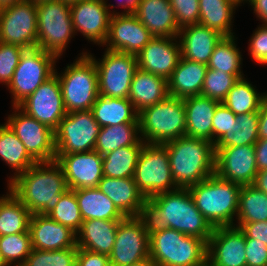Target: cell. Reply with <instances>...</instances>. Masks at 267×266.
Wrapping results in <instances>:
<instances>
[{
  "mask_svg": "<svg viewBox=\"0 0 267 266\" xmlns=\"http://www.w3.org/2000/svg\"><path fill=\"white\" fill-rule=\"evenodd\" d=\"M138 218L149 236L170 228L207 243L214 230L196 208L188 188H177L146 199Z\"/></svg>",
  "mask_w": 267,
  "mask_h": 266,
  "instance_id": "6da1fadb",
  "label": "cell"
},
{
  "mask_svg": "<svg viewBox=\"0 0 267 266\" xmlns=\"http://www.w3.org/2000/svg\"><path fill=\"white\" fill-rule=\"evenodd\" d=\"M8 189L32 213L47 215L69 189L56 161L37 162L8 183Z\"/></svg>",
  "mask_w": 267,
  "mask_h": 266,
  "instance_id": "7a4b0ae2",
  "label": "cell"
},
{
  "mask_svg": "<svg viewBox=\"0 0 267 266\" xmlns=\"http://www.w3.org/2000/svg\"><path fill=\"white\" fill-rule=\"evenodd\" d=\"M177 188H189L215 173V146L205 139L182 136L164 143Z\"/></svg>",
  "mask_w": 267,
  "mask_h": 266,
  "instance_id": "3957f363",
  "label": "cell"
},
{
  "mask_svg": "<svg viewBox=\"0 0 267 266\" xmlns=\"http://www.w3.org/2000/svg\"><path fill=\"white\" fill-rule=\"evenodd\" d=\"M240 188V184L222 179L214 173L188 190L196 208L211 226L216 228L234 226L233 221L239 208Z\"/></svg>",
  "mask_w": 267,
  "mask_h": 266,
  "instance_id": "277c9868",
  "label": "cell"
},
{
  "mask_svg": "<svg viewBox=\"0 0 267 266\" xmlns=\"http://www.w3.org/2000/svg\"><path fill=\"white\" fill-rule=\"evenodd\" d=\"M149 256L155 266H207V243L169 228L149 236Z\"/></svg>",
  "mask_w": 267,
  "mask_h": 266,
  "instance_id": "5b68a950",
  "label": "cell"
},
{
  "mask_svg": "<svg viewBox=\"0 0 267 266\" xmlns=\"http://www.w3.org/2000/svg\"><path fill=\"white\" fill-rule=\"evenodd\" d=\"M184 99L167 96L164 100L139 112L141 140L164 144L186 135Z\"/></svg>",
  "mask_w": 267,
  "mask_h": 266,
  "instance_id": "8992f818",
  "label": "cell"
},
{
  "mask_svg": "<svg viewBox=\"0 0 267 266\" xmlns=\"http://www.w3.org/2000/svg\"><path fill=\"white\" fill-rule=\"evenodd\" d=\"M87 53L82 52L59 74L55 68L67 113L91 110L99 96L96 64Z\"/></svg>",
  "mask_w": 267,
  "mask_h": 266,
  "instance_id": "52a82bcc",
  "label": "cell"
},
{
  "mask_svg": "<svg viewBox=\"0 0 267 266\" xmlns=\"http://www.w3.org/2000/svg\"><path fill=\"white\" fill-rule=\"evenodd\" d=\"M37 5V47L58 59L66 51L74 31L70 4L62 0H46Z\"/></svg>",
  "mask_w": 267,
  "mask_h": 266,
  "instance_id": "ba28073f",
  "label": "cell"
},
{
  "mask_svg": "<svg viewBox=\"0 0 267 266\" xmlns=\"http://www.w3.org/2000/svg\"><path fill=\"white\" fill-rule=\"evenodd\" d=\"M58 58L41 48L25 49L20 56L11 81L12 107L19 106L55 72Z\"/></svg>",
  "mask_w": 267,
  "mask_h": 266,
  "instance_id": "9c48e42d",
  "label": "cell"
},
{
  "mask_svg": "<svg viewBox=\"0 0 267 266\" xmlns=\"http://www.w3.org/2000/svg\"><path fill=\"white\" fill-rule=\"evenodd\" d=\"M133 179L146 199L177 189L164 144H144Z\"/></svg>",
  "mask_w": 267,
  "mask_h": 266,
  "instance_id": "30bf717a",
  "label": "cell"
},
{
  "mask_svg": "<svg viewBox=\"0 0 267 266\" xmlns=\"http://www.w3.org/2000/svg\"><path fill=\"white\" fill-rule=\"evenodd\" d=\"M95 62L99 95L128 98L133 75L138 68L137 56L105 49L101 59L87 53Z\"/></svg>",
  "mask_w": 267,
  "mask_h": 266,
  "instance_id": "8fae6325",
  "label": "cell"
},
{
  "mask_svg": "<svg viewBox=\"0 0 267 266\" xmlns=\"http://www.w3.org/2000/svg\"><path fill=\"white\" fill-rule=\"evenodd\" d=\"M100 129L91 110L67 113L54 131L56 154L94 151Z\"/></svg>",
  "mask_w": 267,
  "mask_h": 266,
  "instance_id": "7c38bea8",
  "label": "cell"
},
{
  "mask_svg": "<svg viewBox=\"0 0 267 266\" xmlns=\"http://www.w3.org/2000/svg\"><path fill=\"white\" fill-rule=\"evenodd\" d=\"M6 124L24 144L28 153L37 162L55 161V133L47 125L27 115L18 106L12 107Z\"/></svg>",
  "mask_w": 267,
  "mask_h": 266,
  "instance_id": "4fadbf2b",
  "label": "cell"
},
{
  "mask_svg": "<svg viewBox=\"0 0 267 266\" xmlns=\"http://www.w3.org/2000/svg\"><path fill=\"white\" fill-rule=\"evenodd\" d=\"M0 42L37 47V5L25 0L0 9Z\"/></svg>",
  "mask_w": 267,
  "mask_h": 266,
  "instance_id": "5bb4252c",
  "label": "cell"
},
{
  "mask_svg": "<svg viewBox=\"0 0 267 266\" xmlns=\"http://www.w3.org/2000/svg\"><path fill=\"white\" fill-rule=\"evenodd\" d=\"M107 3L105 0H79L70 4L76 35L79 32L89 42L103 46L108 37L112 14L120 13L115 11L113 4Z\"/></svg>",
  "mask_w": 267,
  "mask_h": 266,
  "instance_id": "9a60e30c",
  "label": "cell"
},
{
  "mask_svg": "<svg viewBox=\"0 0 267 266\" xmlns=\"http://www.w3.org/2000/svg\"><path fill=\"white\" fill-rule=\"evenodd\" d=\"M150 258L149 235L138 217L119 222L109 261L111 266H129Z\"/></svg>",
  "mask_w": 267,
  "mask_h": 266,
  "instance_id": "2e32d148",
  "label": "cell"
},
{
  "mask_svg": "<svg viewBox=\"0 0 267 266\" xmlns=\"http://www.w3.org/2000/svg\"><path fill=\"white\" fill-rule=\"evenodd\" d=\"M18 107L30 117L55 131L67 114L57 75L54 73L43 82Z\"/></svg>",
  "mask_w": 267,
  "mask_h": 266,
  "instance_id": "e0dca14e",
  "label": "cell"
},
{
  "mask_svg": "<svg viewBox=\"0 0 267 266\" xmlns=\"http://www.w3.org/2000/svg\"><path fill=\"white\" fill-rule=\"evenodd\" d=\"M215 173L222 179L243 185H253L258 173L255 146L215 148Z\"/></svg>",
  "mask_w": 267,
  "mask_h": 266,
  "instance_id": "ac0fdd59",
  "label": "cell"
},
{
  "mask_svg": "<svg viewBox=\"0 0 267 266\" xmlns=\"http://www.w3.org/2000/svg\"><path fill=\"white\" fill-rule=\"evenodd\" d=\"M152 38L133 13H115L111 16L108 37L103 45L110 51L137 56Z\"/></svg>",
  "mask_w": 267,
  "mask_h": 266,
  "instance_id": "d6986e66",
  "label": "cell"
},
{
  "mask_svg": "<svg viewBox=\"0 0 267 266\" xmlns=\"http://www.w3.org/2000/svg\"><path fill=\"white\" fill-rule=\"evenodd\" d=\"M245 234L236 226L214 228L207 242V266H247Z\"/></svg>",
  "mask_w": 267,
  "mask_h": 266,
  "instance_id": "ffe728a7",
  "label": "cell"
},
{
  "mask_svg": "<svg viewBox=\"0 0 267 266\" xmlns=\"http://www.w3.org/2000/svg\"><path fill=\"white\" fill-rule=\"evenodd\" d=\"M70 190L97 187L102 179L103 156L95 150L82 153L55 154Z\"/></svg>",
  "mask_w": 267,
  "mask_h": 266,
  "instance_id": "44dd1931",
  "label": "cell"
},
{
  "mask_svg": "<svg viewBox=\"0 0 267 266\" xmlns=\"http://www.w3.org/2000/svg\"><path fill=\"white\" fill-rule=\"evenodd\" d=\"M178 40V41H177ZM181 57L178 37H153L138 53V68L168 80Z\"/></svg>",
  "mask_w": 267,
  "mask_h": 266,
  "instance_id": "7402d4cb",
  "label": "cell"
},
{
  "mask_svg": "<svg viewBox=\"0 0 267 266\" xmlns=\"http://www.w3.org/2000/svg\"><path fill=\"white\" fill-rule=\"evenodd\" d=\"M32 249L52 251L78 248L76 233L48 215L32 214L29 223Z\"/></svg>",
  "mask_w": 267,
  "mask_h": 266,
  "instance_id": "603a6c76",
  "label": "cell"
},
{
  "mask_svg": "<svg viewBox=\"0 0 267 266\" xmlns=\"http://www.w3.org/2000/svg\"><path fill=\"white\" fill-rule=\"evenodd\" d=\"M223 37L218 31L201 24L182 27L178 34L181 57L207 65L214 48Z\"/></svg>",
  "mask_w": 267,
  "mask_h": 266,
  "instance_id": "cb8c5ba5",
  "label": "cell"
},
{
  "mask_svg": "<svg viewBox=\"0 0 267 266\" xmlns=\"http://www.w3.org/2000/svg\"><path fill=\"white\" fill-rule=\"evenodd\" d=\"M133 14L153 37H178L180 28L169 0H141Z\"/></svg>",
  "mask_w": 267,
  "mask_h": 266,
  "instance_id": "d4e9b609",
  "label": "cell"
},
{
  "mask_svg": "<svg viewBox=\"0 0 267 266\" xmlns=\"http://www.w3.org/2000/svg\"><path fill=\"white\" fill-rule=\"evenodd\" d=\"M97 188L103 192L125 217H138L146 200L133 178L103 176Z\"/></svg>",
  "mask_w": 267,
  "mask_h": 266,
  "instance_id": "484cf974",
  "label": "cell"
},
{
  "mask_svg": "<svg viewBox=\"0 0 267 266\" xmlns=\"http://www.w3.org/2000/svg\"><path fill=\"white\" fill-rule=\"evenodd\" d=\"M219 101L202 95L184 98L186 135L212 142V125Z\"/></svg>",
  "mask_w": 267,
  "mask_h": 266,
  "instance_id": "4316f807",
  "label": "cell"
},
{
  "mask_svg": "<svg viewBox=\"0 0 267 266\" xmlns=\"http://www.w3.org/2000/svg\"><path fill=\"white\" fill-rule=\"evenodd\" d=\"M120 221L90 219L83 221L76 233V245L109 256L112 252Z\"/></svg>",
  "mask_w": 267,
  "mask_h": 266,
  "instance_id": "83f0119b",
  "label": "cell"
},
{
  "mask_svg": "<svg viewBox=\"0 0 267 266\" xmlns=\"http://www.w3.org/2000/svg\"><path fill=\"white\" fill-rule=\"evenodd\" d=\"M207 69L205 64L180 57L171 77L167 80L168 95L182 99L201 95Z\"/></svg>",
  "mask_w": 267,
  "mask_h": 266,
  "instance_id": "f1b7e54d",
  "label": "cell"
},
{
  "mask_svg": "<svg viewBox=\"0 0 267 266\" xmlns=\"http://www.w3.org/2000/svg\"><path fill=\"white\" fill-rule=\"evenodd\" d=\"M167 96L168 83L165 78L137 68L133 75L128 99L138 113L164 100Z\"/></svg>",
  "mask_w": 267,
  "mask_h": 266,
  "instance_id": "f546056e",
  "label": "cell"
},
{
  "mask_svg": "<svg viewBox=\"0 0 267 266\" xmlns=\"http://www.w3.org/2000/svg\"><path fill=\"white\" fill-rule=\"evenodd\" d=\"M83 221L90 219L122 221L125 216L97 187L73 190Z\"/></svg>",
  "mask_w": 267,
  "mask_h": 266,
  "instance_id": "4dcf8cb0",
  "label": "cell"
},
{
  "mask_svg": "<svg viewBox=\"0 0 267 266\" xmlns=\"http://www.w3.org/2000/svg\"><path fill=\"white\" fill-rule=\"evenodd\" d=\"M91 112L101 126H115L136 123L139 113L128 98H113L99 95L91 107Z\"/></svg>",
  "mask_w": 267,
  "mask_h": 266,
  "instance_id": "1f68e13d",
  "label": "cell"
},
{
  "mask_svg": "<svg viewBox=\"0 0 267 266\" xmlns=\"http://www.w3.org/2000/svg\"><path fill=\"white\" fill-rule=\"evenodd\" d=\"M241 4L240 0H199V24L233 36V15Z\"/></svg>",
  "mask_w": 267,
  "mask_h": 266,
  "instance_id": "d6a6232c",
  "label": "cell"
},
{
  "mask_svg": "<svg viewBox=\"0 0 267 266\" xmlns=\"http://www.w3.org/2000/svg\"><path fill=\"white\" fill-rule=\"evenodd\" d=\"M0 158L15 171L9 183L37 163L6 123L0 125Z\"/></svg>",
  "mask_w": 267,
  "mask_h": 266,
  "instance_id": "836d02e7",
  "label": "cell"
},
{
  "mask_svg": "<svg viewBox=\"0 0 267 266\" xmlns=\"http://www.w3.org/2000/svg\"><path fill=\"white\" fill-rule=\"evenodd\" d=\"M4 195L0 197V236L28 232L32 213L9 189Z\"/></svg>",
  "mask_w": 267,
  "mask_h": 266,
  "instance_id": "e575fe53",
  "label": "cell"
},
{
  "mask_svg": "<svg viewBox=\"0 0 267 266\" xmlns=\"http://www.w3.org/2000/svg\"><path fill=\"white\" fill-rule=\"evenodd\" d=\"M141 141L139 120L136 123H123L101 127L94 150L105 155L120 147L137 145Z\"/></svg>",
  "mask_w": 267,
  "mask_h": 266,
  "instance_id": "d590c367",
  "label": "cell"
},
{
  "mask_svg": "<svg viewBox=\"0 0 267 266\" xmlns=\"http://www.w3.org/2000/svg\"><path fill=\"white\" fill-rule=\"evenodd\" d=\"M145 142L120 147L103 155V175L110 178H133L139 155Z\"/></svg>",
  "mask_w": 267,
  "mask_h": 266,
  "instance_id": "8d00e7d4",
  "label": "cell"
},
{
  "mask_svg": "<svg viewBox=\"0 0 267 266\" xmlns=\"http://www.w3.org/2000/svg\"><path fill=\"white\" fill-rule=\"evenodd\" d=\"M236 36H224L216 45L209 59L207 67L213 70L235 75L238 79L244 77L242 68V54L236 46Z\"/></svg>",
  "mask_w": 267,
  "mask_h": 266,
  "instance_id": "74e56055",
  "label": "cell"
},
{
  "mask_svg": "<svg viewBox=\"0 0 267 266\" xmlns=\"http://www.w3.org/2000/svg\"><path fill=\"white\" fill-rule=\"evenodd\" d=\"M265 93L258 92L245 77L239 79L230 89L222 103L235 115L258 112Z\"/></svg>",
  "mask_w": 267,
  "mask_h": 266,
  "instance_id": "f35d334b",
  "label": "cell"
},
{
  "mask_svg": "<svg viewBox=\"0 0 267 266\" xmlns=\"http://www.w3.org/2000/svg\"><path fill=\"white\" fill-rule=\"evenodd\" d=\"M229 132H226L215 144V148L244 146L255 144L258 138V112H249L236 116Z\"/></svg>",
  "mask_w": 267,
  "mask_h": 266,
  "instance_id": "ab89813d",
  "label": "cell"
},
{
  "mask_svg": "<svg viewBox=\"0 0 267 266\" xmlns=\"http://www.w3.org/2000/svg\"><path fill=\"white\" fill-rule=\"evenodd\" d=\"M267 221V194L253 185L240 188L236 223Z\"/></svg>",
  "mask_w": 267,
  "mask_h": 266,
  "instance_id": "60d3db41",
  "label": "cell"
},
{
  "mask_svg": "<svg viewBox=\"0 0 267 266\" xmlns=\"http://www.w3.org/2000/svg\"><path fill=\"white\" fill-rule=\"evenodd\" d=\"M31 251L29 231L0 236V252L9 266H22Z\"/></svg>",
  "mask_w": 267,
  "mask_h": 266,
  "instance_id": "b9f144b4",
  "label": "cell"
},
{
  "mask_svg": "<svg viewBox=\"0 0 267 266\" xmlns=\"http://www.w3.org/2000/svg\"><path fill=\"white\" fill-rule=\"evenodd\" d=\"M54 221L69 227L77 233L83 223L78 202L73 190L68 189L55 208L47 214Z\"/></svg>",
  "mask_w": 267,
  "mask_h": 266,
  "instance_id": "7bdbcfd3",
  "label": "cell"
},
{
  "mask_svg": "<svg viewBox=\"0 0 267 266\" xmlns=\"http://www.w3.org/2000/svg\"><path fill=\"white\" fill-rule=\"evenodd\" d=\"M77 248L43 251L32 249L22 266H76Z\"/></svg>",
  "mask_w": 267,
  "mask_h": 266,
  "instance_id": "ee69618b",
  "label": "cell"
},
{
  "mask_svg": "<svg viewBox=\"0 0 267 266\" xmlns=\"http://www.w3.org/2000/svg\"><path fill=\"white\" fill-rule=\"evenodd\" d=\"M238 80L235 75L208 68L201 95L222 102Z\"/></svg>",
  "mask_w": 267,
  "mask_h": 266,
  "instance_id": "f6af8a7d",
  "label": "cell"
},
{
  "mask_svg": "<svg viewBox=\"0 0 267 266\" xmlns=\"http://www.w3.org/2000/svg\"><path fill=\"white\" fill-rule=\"evenodd\" d=\"M25 49L0 42V83L8 85Z\"/></svg>",
  "mask_w": 267,
  "mask_h": 266,
  "instance_id": "bcb514c9",
  "label": "cell"
},
{
  "mask_svg": "<svg viewBox=\"0 0 267 266\" xmlns=\"http://www.w3.org/2000/svg\"><path fill=\"white\" fill-rule=\"evenodd\" d=\"M175 12L177 25L182 27L199 24V0H169Z\"/></svg>",
  "mask_w": 267,
  "mask_h": 266,
  "instance_id": "7dc6e473",
  "label": "cell"
},
{
  "mask_svg": "<svg viewBox=\"0 0 267 266\" xmlns=\"http://www.w3.org/2000/svg\"><path fill=\"white\" fill-rule=\"evenodd\" d=\"M236 116L228 107L220 102L214 113L212 125V143L215 144L226 132H229L234 122H237Z\"/></svg>",
  "mask_w": 267,
  "mask_h": 266,
  "instance_id": "c3c4849f",
  "label": "cell"
},
{
  "mask_svg": "<svg viewBox=\"0 0 267 266\" xmlns=\"http://www.w3.org/2000/svg\"><path fill=\"white\" fill-rule=\"evenodd\" d=\"M248 43L251 59L258 64L267 65V25H259Z\"/></svg>",
  "mask_w": 267,
  "mask_h": 266,
  "instance_id": "681fc988",
  "label": "cell"
},
{
  "mask_svg": "<svg viewBox=\"0 0 267 266\" xmlns=\"http://www.w3.org/2000/svg\"><path fill=\"white\" fill-rule=\"evenodd\" d=\"M247 266H267V245L245 236Z\"/></svg>",
  "mask_w": 267,
  "mask_h": 266,
  "instance_id": "f907efd6",
  "label": "cell"
},
{
  "mask_svg": "<svg viewBox=\"0 0 267 266\" xmlns=\"http://www.w3.org/2000/svg\"><path fill=\"white\" fill-rule=\"evenodd\" d=\"M76 266H111L109 256L77 248Z\"/></svg>",
  "mask_w": 267,
  "mask_h": 266,
  "instance_id": "816d5d0a",
  "label": "cell"
},
{
  "mask_svg": "<svg viewBox=\"0 0 267 266\" xmlns=\"http://www.w3.org/2000/svg\"><path fill=\"white\" fill-rule=\"evenodd\" d=\"M234 226L239 227L247 238H253L267 245V221L238 223Z\"/></svg>",
  "mask_w": 267,
  "mask_h": 266,
  "instance_id": "f5cc1de1",
  "label": "cell"
},
{
  "mask_svg": "<svg viewBox=\"0 0 267 266\" xmlns=\"http://www.w3.org/2000/svg\"><path fill=\"white\" fill-rule=\"evenodd\" d=\"M254 146L258 171L267 169V139H258Z\"/></svg>",
  "mask_w": 267,
  "mask_h": 266,
  "instance_id": "db71d44e",
  "label": "cell"
},
{
  "mask_svg": "<svg viewBox=\"0 0 267 266\" xmlns=\"http://www.w3.org/2000/svg\"><path fill=\"white\" fill-rule=\"evenodd\" d=\"M258 115H259L258 138L267 139V92L261 102Z\"/></svg>",
  "mask_w": 267,
  "mask_h": 266,
  "instance_id": "11a10c76",
  "label": "cell"
},
{
  "mask_svg": "<svg viewBox=\"0 0 267 266\" xmlns=\"http://www.w3.org/2000/svg\"><path fill=\"white\" fill-rule=\"evenodd\" d=\"M251 5L253 13L262 22L263 25H267V0H244V3Z\"/></svg>",
  "mask_w": 267,
  "mask_h": 266,
  "instance_id": "9f6ffc18",
  "label": "cell"
},
{
  "mask_svg": "<svg viewBox=\"0 0 267 266\" xmlns=\"http://www.w3.org/2000/svg\"><path fill=\"white\" fill-rule=\"evenodd\" d=\"M253 186L267 194V169L258 171Z\"/></svg>",
  "mask_w": 267,
  "mask_h": 266,
  "instance_id": "6f0895ef",
  "label": "cell"
},
{
  "mask_svg": "<svg viewBox=\"0 0 267 266\" xmlns=\"http://www.w3.org/2000/svg\"><path fill=\"white\" fill-rule=\"evenodd\" d=\"M107 1L108 0H105V2ZM140 1L141 0H118L119 4L117 7L121 6L124 8L123 12L121 13H133L138 8Z\"/></svg>",
  "mask_w": 267,
  "mask_h": 266,
  "instance_id": "680465c9",
  "label": "cell"
},
{
  "mask_svg": "<svg viewBox=\"0 0 267 266\" xmlns=\"http://www.w3.org/2000/svg\"><path fill=\"white\" fill-rule=\"evenodd\" d=\"M25 0H0V9L11 6L15 3H19Z\"/></svg>",
  "mask_w": 267,
  "mask_h": 266,
  "instance_id": "91938a15",
  "label": "cell"
},
{
  "mask_svg": "<svg viewBox=\"0 0 267 266\" xmlns=\"http://www.w3.org/2000/svg\"><path fill=\"white\" fill-rule=\"evenodd\" d=\"M129 266H155L150 258Z\"/></svg>",
  "mask_w": 267,
  "mask_h": 266,
  "instance_id": "94428289",
  "label": "cell"
},
{
  "mask_svg": "<svg viewBox=\"0 0 267 266\" xmlns=\"http://www.w3.org/2000/svg\"><path fill=\"white\" fill-rule=\"evenodd\" d=\"M0 266H9V265L5 262V260H4L3 256H2L1 252H0Z\"/></svg>",
  "mask_w": 267,
  "mask_h": 266,
  "instance_id": "6125c7cd",
  "label": "cell"
},
{
  "mask_svg": "<svg viewBox=\"0 0 267 266\" xmlns=\"http://www.w3.org/2000/svg\"><path fill=\"white\" fill-rule=\"evenodd\" d=\"M62 1L71 4V3L77 2L79 0H62Z\"/></svg>",
  "mask_w": 267,
  "mask_h": 266,
  "instance_id": "be15d7a7",
  "label": "cell"
},
{
  "mask_svg": "<svg viewBox=\"0 0 267 266\" xmlns=\"http://www.w3.org/2000/svg\"><path fill=\"white\" fill-rule=\"evenodd\" d=\"M29 1H32V2H34V3H38V2L46 1V0H29Z\"/></svg>",
  "mask_w": 267,
  "mask_h": 266,
  "instance_id": "e7e4bbea",
  "label": "cell"
}]
</instances>
